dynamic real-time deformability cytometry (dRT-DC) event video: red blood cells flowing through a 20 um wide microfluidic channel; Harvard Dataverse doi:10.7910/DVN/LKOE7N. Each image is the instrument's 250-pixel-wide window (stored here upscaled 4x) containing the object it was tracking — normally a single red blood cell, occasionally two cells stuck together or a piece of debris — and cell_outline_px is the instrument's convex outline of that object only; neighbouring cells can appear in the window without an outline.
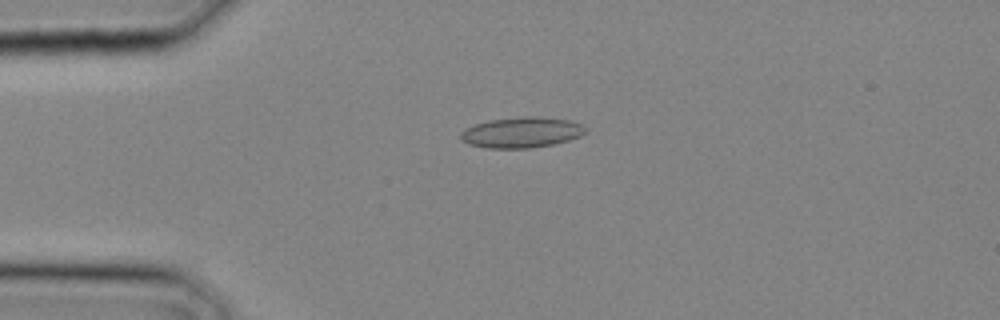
{"species": "common noctule bat (a hibernating species)", "species_latin": "Nyctalus noctula", "temperature_condition": "cold", "stored_images_in_passage": 4, "camera_frame_rate_fps": 3000, "um_per_image_px": 0.085, "animal": {"sex": "male", "body_mass_g": 20.4}, "frame": {"image": 1, "passage_image": 4, "time_ms": 1.0, "image_size_px": [1000, 320], "cell_outline_px": [[588, 132], [580, 136], [568, 140], [552, 144], [532, 148], [488, 148], [468, 144], [460, 136], [460, 132], [464, 128], [488, 120], [524, 116], [536, 116], [572, 120], [588, 128]], "centroid_in_image_um": [44.36, 11.24], "position_along_channel_um": 40.6, "area_um2": 22.43}}